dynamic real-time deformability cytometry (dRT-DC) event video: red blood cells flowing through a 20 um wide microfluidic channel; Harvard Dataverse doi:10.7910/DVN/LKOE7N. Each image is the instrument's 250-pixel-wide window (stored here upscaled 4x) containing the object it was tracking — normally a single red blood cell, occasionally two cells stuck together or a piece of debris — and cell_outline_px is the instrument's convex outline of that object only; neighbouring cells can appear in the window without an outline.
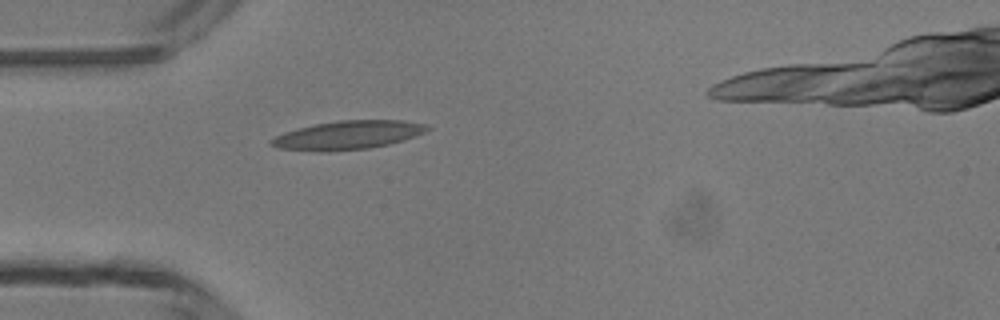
{"species": "common noctule bat (a hibernating species)", "species_latin": "Nyctalus noctula", "temperature_condition": "room temperature", "stored_images_in_passage": 1, "camera_frame_rate_fps": 3000, "um_per_image_px": 0.085, "animal": {"sex": "male", "body_mass_g": 13.3}, "frame": {"image": 1, "passage_image": 1, "time_ms": 0.0, "image_size_px": [1000, 320], "cell_outline_px": [[432, 128], [416, 136], [404, 140], [388, 144], [368, 148], [328, 152], [320, 152], [276, 148], [268, 144], [268, 140], [284, 132], [296, 128], [316, 124], [340, 120], [404, 120], [424, 124]], "centroid_in_image_um": [29.52, 11.49], "position_along_channel_um": 55.5, "area_um2": 26.24}}